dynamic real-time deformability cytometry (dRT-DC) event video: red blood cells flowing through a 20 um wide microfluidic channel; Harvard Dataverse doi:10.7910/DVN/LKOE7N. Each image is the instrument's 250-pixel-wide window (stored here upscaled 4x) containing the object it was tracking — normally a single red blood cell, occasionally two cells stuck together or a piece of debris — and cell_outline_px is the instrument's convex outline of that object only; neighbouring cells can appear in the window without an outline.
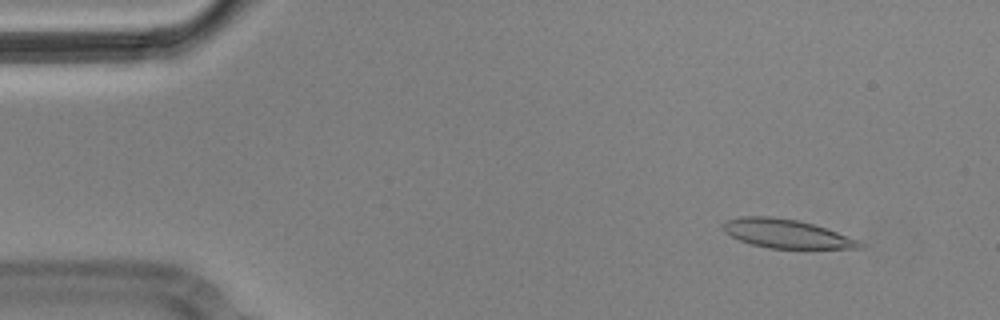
{"species": "Egyptian fruit bat (a non-hibernating species)", "species_latin": "Rousettus aegyptiacus", "temperature_condition": "cold", "stored_images_in_passage": 6, "camera_frame_rate_fps": 3000, "um_per_image_px": 0.085, "animal": {"sex": "male"}, "frame": {"image": 1, "passage_image": 2, "time_ms": 0.333, "image_size_px": [1000, 320], "cell_outline_px": [[864, 244], [860, 248], [768, 248], [752, 244], [740, 240], [724, 232], [720, 228], [720, 224], [728, 220], [740, 216], [772, 216], [796, 220], [812, 224], [860, 240]], "centroid_in_image_um": [66.78, 19.85], "position_along_channel_um": 18.2, "area_um2": 22.72}}
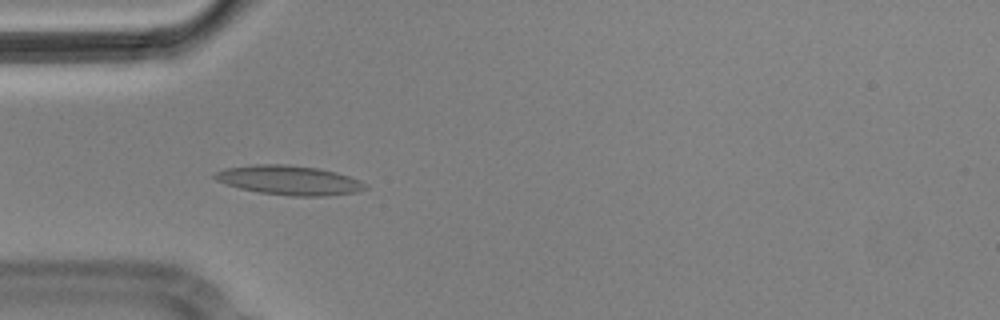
{"frame": {"image": 2, "passage_image": 5, "time_ms": 1.333, "image_size_px": [1000, 320], "cell_outline_px": [[368, 188], [356, 192], [328, 196], [292, 196], [260, 192], [240, 188], [216, 180], [212, 176], [216, 172], [224, 168], [256, 164], [288, 164], [316, 168], [336, 172], [360, 180], [368, 184]], "centroid_in_image_um": [24.61, 15.32], "position_along_channel_um": 60.4, "area_um2": 25.72}}